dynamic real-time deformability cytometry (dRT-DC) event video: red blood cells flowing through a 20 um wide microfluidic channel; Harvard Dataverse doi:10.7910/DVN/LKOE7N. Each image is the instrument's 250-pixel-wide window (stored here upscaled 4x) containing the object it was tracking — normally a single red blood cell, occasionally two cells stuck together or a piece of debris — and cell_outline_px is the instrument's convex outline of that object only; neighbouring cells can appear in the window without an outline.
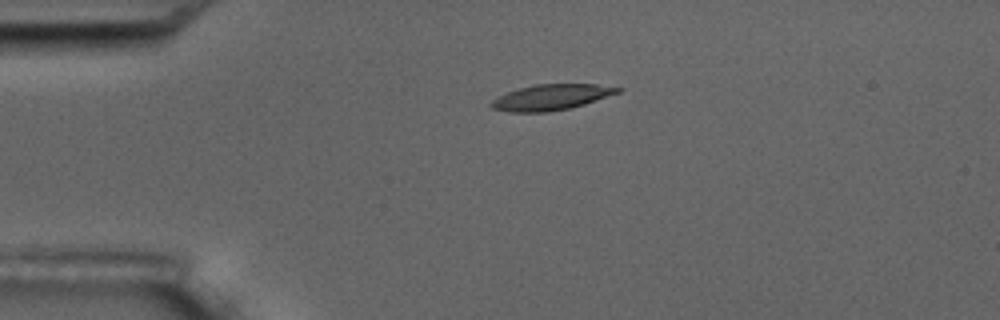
{"species": "common noctule bat (a hibernating species)", "species_latin": "Nyctalus noctula", "temperature_condition": "room temperature", "stored_images_in_passage": 4, "camera_frame_rate_fps": 3000, "um_per_image_px": 0.085, "animal": {"sex": "male", "body_mass_g": 17.5, "forearm_length_mm": 52.3}, "frame": {"image": 1, "passage_image": 3, "time_ms": 2.333, "image_size_px": [1000, 320], "cell_outline_px": [[624, 88], [620, 92], [584, 104], [568, 108], [548, 112], [508, 112], [492, 108], [488, 104], [492, 100], [508, 92], [520, 88], [536, 84], [596, 84]], "centroid_in_image_um": [46.85, 8.26], "position_along_channel_um": 38.2, "area_um2": 18.79}}
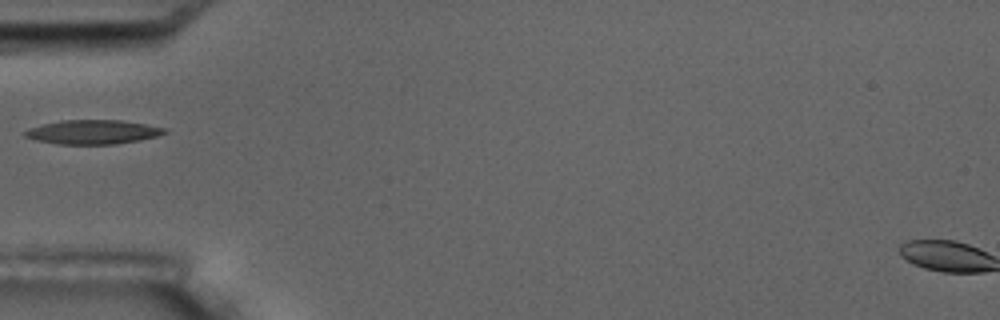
{"frame": {"image": 2, "passage_image": 4, "time_ms": 4.333, "image_size_px": [1000, 320], "cell_outline_px": [[168, 132], [156, 136], [140, 140], [116, 144], [56, 144], [36, 140], [24, 136], [20, 132], [28, 128], [60, 120], [124, 120], [168, 128]], "centroid_in_image_um": [7.88, 11.22], "position_along_channel_um": 77.1, "area_um2": 19.88}}